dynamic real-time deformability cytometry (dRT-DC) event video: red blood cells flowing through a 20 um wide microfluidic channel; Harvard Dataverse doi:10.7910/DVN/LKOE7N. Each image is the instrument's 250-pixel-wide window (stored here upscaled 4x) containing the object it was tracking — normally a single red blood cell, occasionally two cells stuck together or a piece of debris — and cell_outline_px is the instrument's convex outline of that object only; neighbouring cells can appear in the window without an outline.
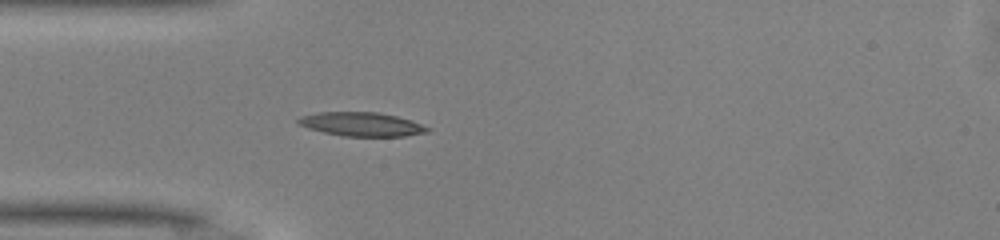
{"species": "common noctule bat (a hibernating species)", "species_latin": "Nyctalus noctula", "temperature_condition": "warm", "stored_images_in_passage": 36, "camera_frame_rate_fps": 3000, "um_per_image_px": 0.085, "animal": {"sex": "male", "body_mass_g": 13.0, "forearm_length_mm": 53.1}, "frame": {"image": 1, "passage_image": 1, "time_ms": 0.0, "image_size_px": [1000, 240], "cell_outline_px": [[432, 128], [428, 132], [404, 136], [344, 136], [324, 132], [308, 128], [296, 124], [296, 120], [300, 116], [316, 112], [376, 112], [396, 116], [412, 120]], "centroid_in_image_um": [30.72, 10.55], "position_along_channel_um": 54.3, "area_um2": 18.09}}
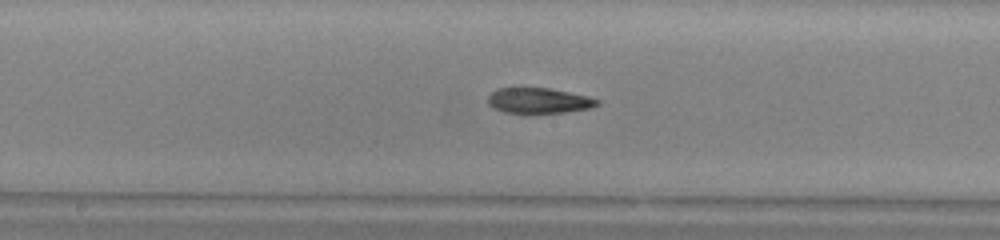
{"frame": {"image": 2, "passage_image": 12, "time_ms": 3.667, "image_size_px": [1000, 240], "cell_outline_px": [[600, 104], [588, 108], [564, 112], [504, 112], [492, 108], [488, 104], [488, 96], [496, 88], [548, 88], [588, 96], [600, 100]], "centroid_in_image_um": [45.77, 8.54], "position_along_channel_um": 202.4, "area_um2": 15.95}}
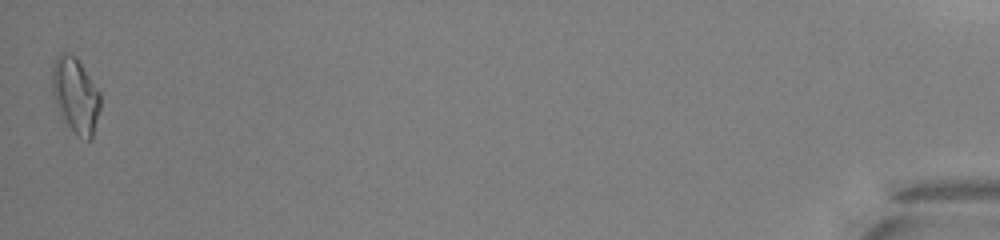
{"frame": {"image": 3, "passage_image": 36, "time_ms": 11.667, "image_size_px": [1000, 240], "cell_outline_px": [[100, 108], [92, 140], [88, 140], [76, 136], [60, 112], [52, 92], [52, 60], [60, 52], [68, 52], [76, 56], [100, 92]], "centroid_in_image_um": [6.42, 8.06], "position_along_channel_um": 428.8, "area_um2": 21.21}, "authors_computed_cell_mechanics": {"area_um2": 17.1666, "velocity_mm_per_s": 4.1496, "shape_relaxation_time_tau1_ms": 7.8268, "shape_relaxation_time_tau2_ms": 3.6293, "deformation_change_tau1": 0.2193, "deformation_change_tau2": 0.1188}}